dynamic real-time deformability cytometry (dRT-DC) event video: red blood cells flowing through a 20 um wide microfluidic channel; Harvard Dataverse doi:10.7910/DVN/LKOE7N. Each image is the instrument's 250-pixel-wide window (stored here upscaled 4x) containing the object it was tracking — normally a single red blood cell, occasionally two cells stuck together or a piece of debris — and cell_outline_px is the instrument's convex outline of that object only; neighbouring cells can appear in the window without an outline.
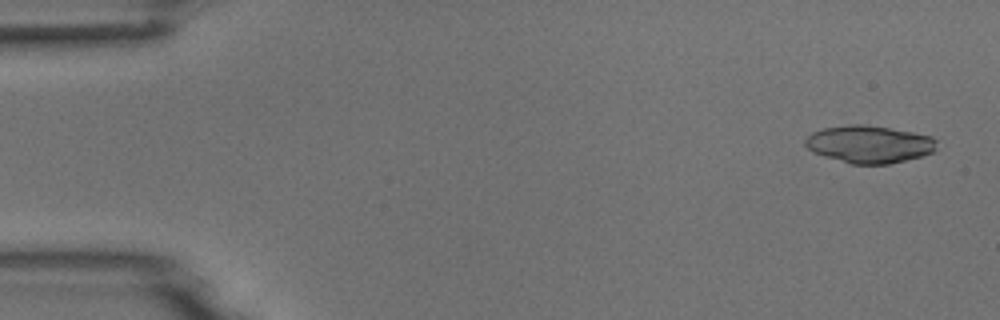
{"species": "common noctule bat (a hibernating species)", "species_latin": "Nyctalus noctula", "temperature_condition": "room temperature", "stored_images_in_passage": 4, "camera_frame_rate_fps": 3000, "um_per_image_px": 0.085, "animal": {"sex": "male", "body_mass_g": 18.8}, "frame": {"image": 1, "passage_image": 1, "time_ms": 0.0, "image_size_px": [1000, 320], "cell_outline_px": [[936, 148], [932, 152], [920, 156], [888, 164], [852, 164], [824, 156], [812, 152], [804, 144], [804, 140], [812, 132], [824, 128], [848, 124], [864, 124], [912, 132], [932, 136], [936, 140]], "centroid_in_image_um": [73.85, 12.25], "position_along_channel_um": 11.1, "area_um2": 28.55}}